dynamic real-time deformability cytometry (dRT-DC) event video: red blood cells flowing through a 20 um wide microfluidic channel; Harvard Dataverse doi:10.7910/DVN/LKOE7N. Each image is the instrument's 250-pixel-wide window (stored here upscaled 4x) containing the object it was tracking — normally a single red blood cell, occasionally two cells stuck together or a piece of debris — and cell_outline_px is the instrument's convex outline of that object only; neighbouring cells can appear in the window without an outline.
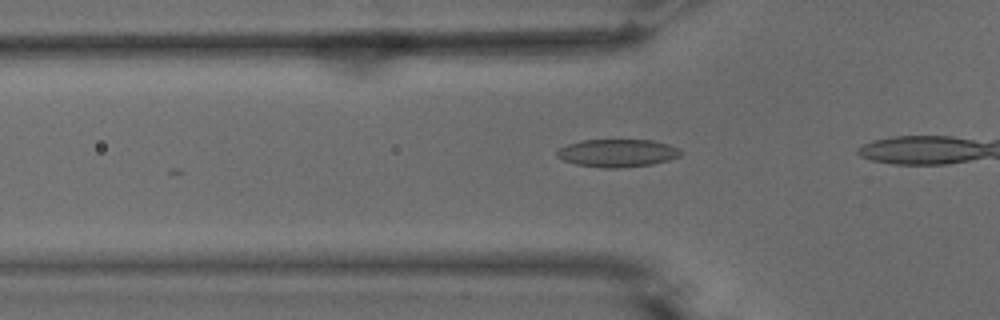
{"species": "common noctule bat (a hibernating species)", "species_latin": "Nyctalus noctula", "temperature_condition": "warm", "stored_images_in_passage": 6, "camera_frame_rate_fps": 3000, "um_per_image_px": 0.085, "animal": {"sex": "male", "body_mass_g": 15.6}, "frame": {"image": 1, "passage_image": 3, "time_ms": 0.667, "image_size_px": [1000, 320], "cell_outline_px": [[680, 156], [668, 160], [652, 164], [616, 168], [604, 168], [576, 164], [564, 160], [556, 156], [556, 152], [560, 148], [568, 144], [580, 140], [652, 140], [668, 144], [680, 148]], "centroid_in_image_um": [52.47, 13.0], "position_along_channel_um": 73.3, "area_um2": 19.94}}
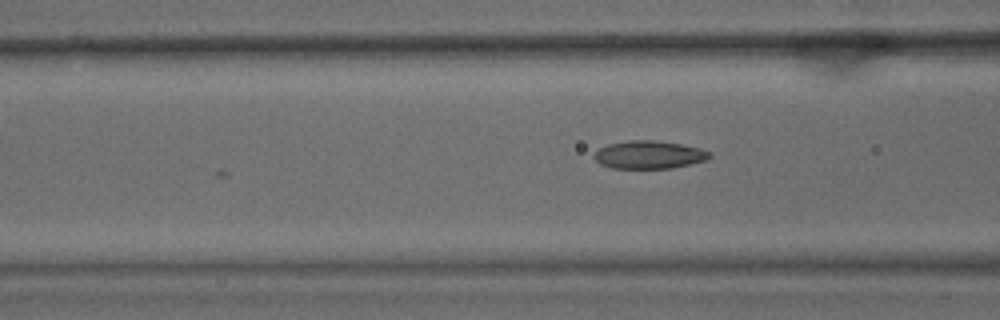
{"frame": {"image": 2, "passage_image": 6, "time_ms": 1.667, "image_size_px": [1000, 320], "cell_outline_px": [[712, 156], [708, 160], [672, 168], [612, 168], [600, 164], [592, 156], [600, 148], [608, 144], [628, 140], [656, 140], [680, 144], [700, 148], [712, 152]], "centroid_in_image_um": [55.2, 13.15], "position_along_channel_um": 111.4, "area_um2": 18.9}}